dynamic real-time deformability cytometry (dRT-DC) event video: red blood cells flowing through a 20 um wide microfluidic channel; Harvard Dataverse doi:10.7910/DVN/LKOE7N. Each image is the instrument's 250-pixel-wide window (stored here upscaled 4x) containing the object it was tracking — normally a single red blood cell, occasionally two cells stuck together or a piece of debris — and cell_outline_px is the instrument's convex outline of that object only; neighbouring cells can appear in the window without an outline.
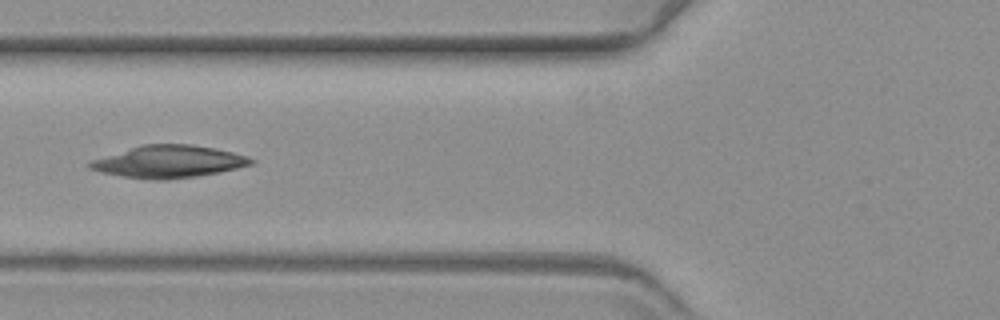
{"species": "common noctule bat (a hibernating species)", "species_latin": "Nyctalus noctula", "temperature_condition": "warm", "stored_images_in_passage": 59, "segment_of_instrument_passage": [1, 2], "camera_frame_rate_fps": 3000, "um_per_image_px": 0.085, "animal": {"sex": "female", "body_mass_g": 19.3, "forearm_length_mm": 54.1}, "frame": {"image": 1, "passage_image": 23, "time_ms": 7.333, "image_size_px": [1000, 320], "cell_outline_px": [[256, 160], [252, 164], [220, 172], [196, 176], [168, 180], [148, 180], [100, 172], [88, 168], [88, 160], [144, 144], [188, 144], [212, 148], [232, 152], [248, 156]], "centroid_in_image_um": [14.3, 13.75], "position_along_channel_um": 111.5, "area_um2": 30.29}}
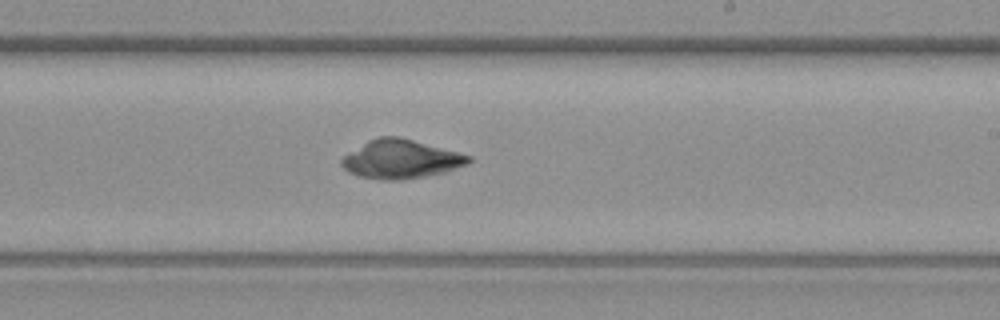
{"frame": {"image": 2, "passage_image": 35, "time_ms": 11.333, "image_size_px": [1000, 320], "cell_outline_px": [[472, 160], [468, 164], [444, 172], [404, 180], [380, 180], [360, 176], [348, 172], [340, 164], [340, 160], [344, 156], [368, 140], [380, 136], [400, 136], [472, 156]], "centroid_in_image_um": [34.07, 13.53], "position_along_channel_um": 254.9, "area_um2": 28.61}}
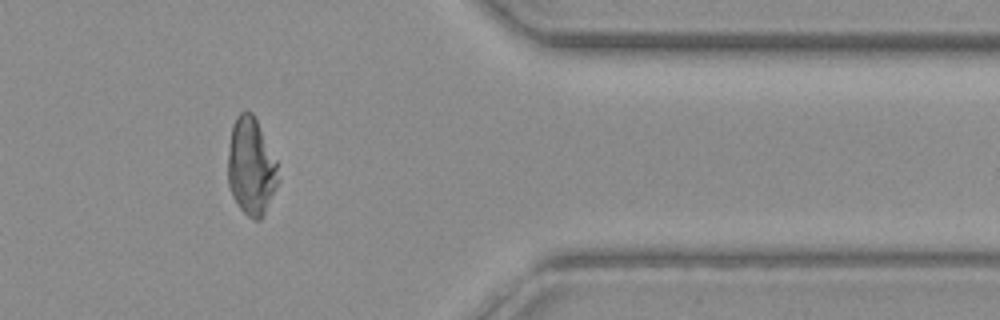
{"frame": {"image": 3, "passage_image": 48, "time_ms": 15.667, "image_size_px": [1000, 320], "cell_outline_px": [[280, 180], [264, 216], [260, 220], [252, 220], [240, 208], [232, 196], [228, 184], [228, 152], [232, 124], [236, 116], [240, 112], [252, 112], [276, 160]], "centroid_in_image_um": [21.35, 14.2], "position_along_channel_um": 390.1, "area_um2": 28.67}}